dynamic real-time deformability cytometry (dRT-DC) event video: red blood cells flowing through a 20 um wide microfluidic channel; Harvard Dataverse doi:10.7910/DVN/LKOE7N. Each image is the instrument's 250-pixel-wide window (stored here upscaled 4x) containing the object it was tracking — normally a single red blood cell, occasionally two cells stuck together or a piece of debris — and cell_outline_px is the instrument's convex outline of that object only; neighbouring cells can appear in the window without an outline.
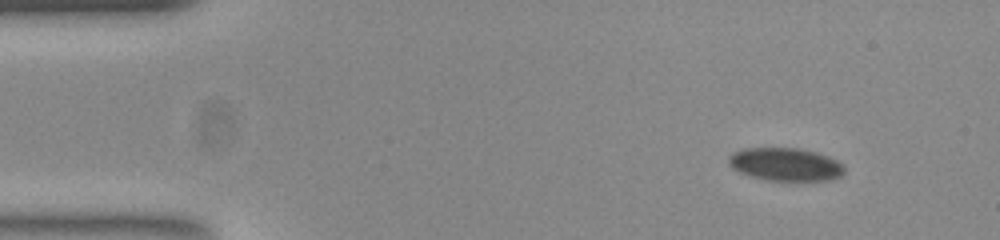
{"species": "common noctule bat (a hibernating species)", "species_latin": "Nyctalus noctula", "temperature_condition": "room temperature", "stored_images_in_passage": 52, "camera_frame_rate_fps": 3000, "um_per_image_px": 0.085, "animal": {"sex": "female", "body_mass_g": 23.0, "forearm_length_mm": 53.4}, "frame": {"image": 1, "passage_image": 1, "time_ms": 0.0, "image_size_px": [1000, 240], "cell_outline_px": [[844, 168], [840, 176], [820, 180], [772, 180], [752, 176], [740, 172], [728, 160], [732, 152], [748, 148], [800, 148], [816, 152], [836, 160]], "centroid_in_image_um": [66.76, 13.95], "position_along_channel_um": 18.2, "area_um2": 21.5}}
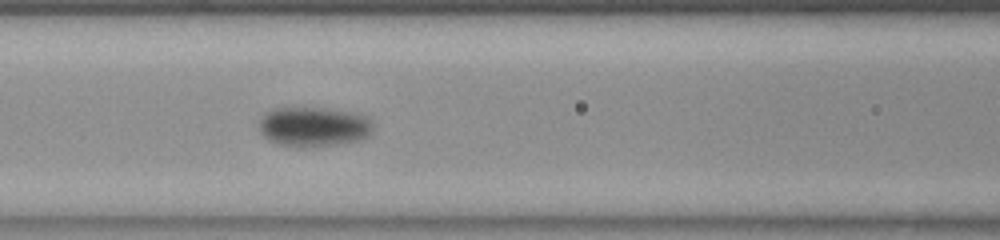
{"frame": {"image": 2, "passage_image": 19, "time_ms": 6.0, "image_size_px": [1000, 240], "cell_outline_px": [[372, 128], [368, 136], [356, 140], [336, 144], [308, 148], [300, 148], [276, 144], [268, 140], [260, 128], [260, 120], [264, 112], [272, 108], [292, 104], [296, 104], [332, 108], [356, 112], [368, 116], [372, 124]], "centroid_in_image_um": [26.62, 10.7], "position_along_channel_um": 140.0, "area_um2": 27.63}}
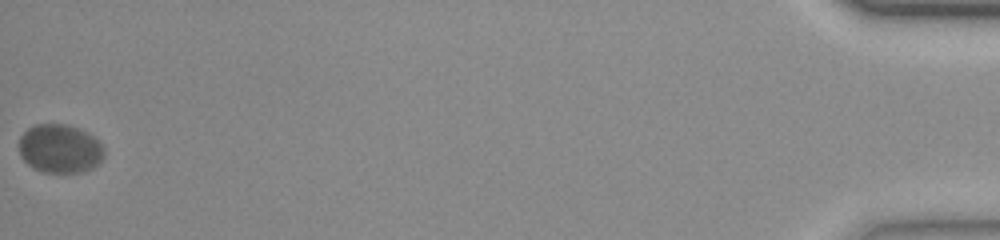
{"frame": {"image": 3, "passage_image": 52, "time_ms": 17.0, "image_size_px": [1000, 240], "cell_outline_px": [[104, 156], [92, 168], [80, 172], [44, 172], [28, 164], [20, 156], [20, 136], [28, 128], [36, 124], [68, 124], [92, 136], [104, 148]], "centroid_in_image_um": [5.07, 12.63], "position_along_channel_um": 430.1, "area_um2": 23.76}, "authors_computed_cell_mechanics": {"area_um2": 24.3338, "velocity_mm_per_s": 3.5986, "shape_relaxation_time_tau1_ms": 4.1598, "shape_relaxation_time_tau2_ms": null, "deformation_change_tau1": 0.1187, "deformation_change_tau2": null}}